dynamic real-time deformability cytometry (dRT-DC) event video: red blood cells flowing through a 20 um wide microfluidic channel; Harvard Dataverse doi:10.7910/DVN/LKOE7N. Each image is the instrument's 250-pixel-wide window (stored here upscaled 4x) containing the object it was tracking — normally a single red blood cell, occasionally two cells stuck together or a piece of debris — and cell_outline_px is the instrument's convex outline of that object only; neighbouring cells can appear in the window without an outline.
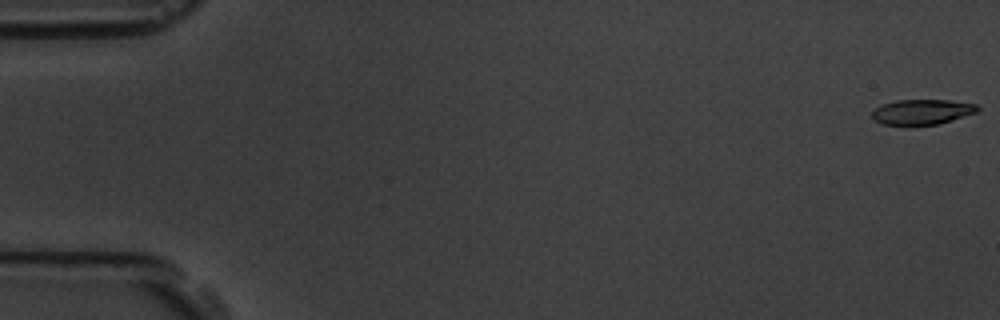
{"species": "common noctule bat (a hibernating species)", "species_latin": "Nyctalus noctula", "temperature_condition": "room temperature", "stored_images_in_passage": 4, "camera_frame_rate_fps": 3000, "um_per_image_px": 0.085, "animal": {"sex": "male", "body_mass_g": 19.5, "forearm_length_mm": 54.6}, "frame": {"image": 1, "passage_image": 1, "time_ms": 0.0, "image_size_px": [1000, 320], "cell_outline_px": [[980, 112], [936, 124], [912, 128], [880, 124], [872, 116], [872, 112], [876, 108], [884, 104], [896, 100], [948, 100], [976, 104], [980, 108]], "centroid_in_image_um": [78.37, 9.55], "position_along_channel_um": 6.6, "area_um2": 16.01}}